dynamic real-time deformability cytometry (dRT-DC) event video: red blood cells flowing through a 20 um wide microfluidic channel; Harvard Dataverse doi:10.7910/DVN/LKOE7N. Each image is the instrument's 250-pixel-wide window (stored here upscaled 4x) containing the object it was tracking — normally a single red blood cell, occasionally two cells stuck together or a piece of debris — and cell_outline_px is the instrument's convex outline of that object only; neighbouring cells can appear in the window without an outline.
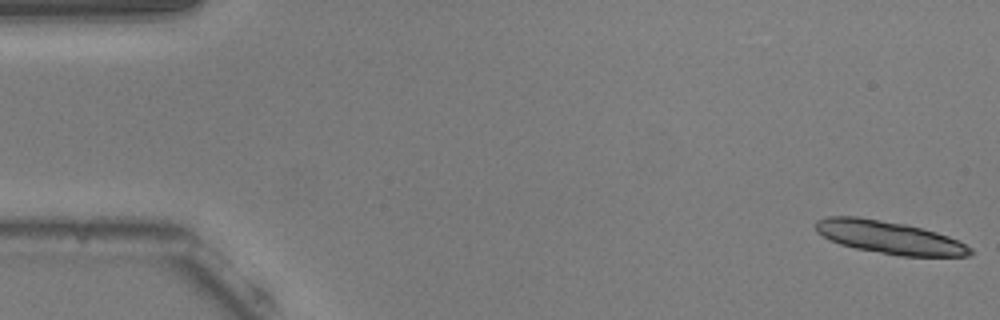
{"species": "common noctule bat (a hibernating species)", "species_latin": "Nyctalus noctula", "temperature_condition": "warm", "stored_images_in_passage": 13, "camera_frame_rate_fps": 3000, "um_per_image_px": 0.085, "animal": {"sex": "male", "body_mass_g": 20.5, "forearm_length_mm": 52.5}, "frame": {"image": 1, "passage_image": 1, "time_ms": 0.0, "image_size_px": [1000, 320], "cell_outline_px": [[972, 252], [968, 256], [900, 256], [856, 248], [840, 244], [816, 232], [816, 220], [828, 216], [860, 216], [904, 224], [936, 232], [948, 236], [972, 248]], "centroid_in_image_um": [75.56, 20.17], "position_along_channel_um": 9.4, "area_um2": 29.19}}